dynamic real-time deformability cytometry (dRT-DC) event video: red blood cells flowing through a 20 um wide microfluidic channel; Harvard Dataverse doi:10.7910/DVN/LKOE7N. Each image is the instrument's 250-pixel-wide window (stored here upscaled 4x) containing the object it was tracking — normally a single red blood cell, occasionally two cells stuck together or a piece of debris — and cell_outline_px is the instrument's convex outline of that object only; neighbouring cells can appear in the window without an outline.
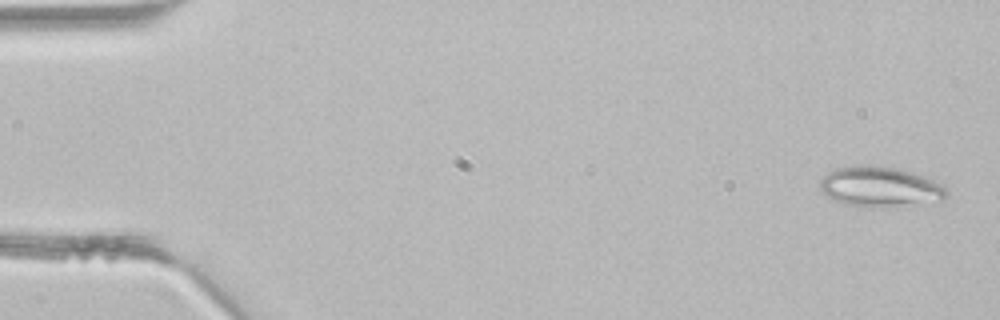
{"species": "common noctule bat (a hibernating species)", "species_latin": "Nyctalus noctula", "temperature_condition": "room temperature", "stored_images_in_passage": 3, "camera_frame_rate_fps": 3000, "um_per_image_px": 0.085, "animal": {"sex": "male", "body_mass_g": 21.5, "forearm_length_mm": 52.0}, "frame": {"image": 1, "passage_image": 1, "time_ms": 0.0, "image_size_px": [1000, 320], "cell_outline_px": [[948, 196], [940, 204], [896, 208], [864, 208], [844, 204], [832, 200], [820, 192], [820, 180], [828, 172], [836, 168], [860, 164], [868, 164], [896, 168], [912, 172], [944, 184], [948, 192]], "centroid_in_image_um": [74.89, 15.94], "position_along_channel_um": 10.1, "area_um2": 31.33}}